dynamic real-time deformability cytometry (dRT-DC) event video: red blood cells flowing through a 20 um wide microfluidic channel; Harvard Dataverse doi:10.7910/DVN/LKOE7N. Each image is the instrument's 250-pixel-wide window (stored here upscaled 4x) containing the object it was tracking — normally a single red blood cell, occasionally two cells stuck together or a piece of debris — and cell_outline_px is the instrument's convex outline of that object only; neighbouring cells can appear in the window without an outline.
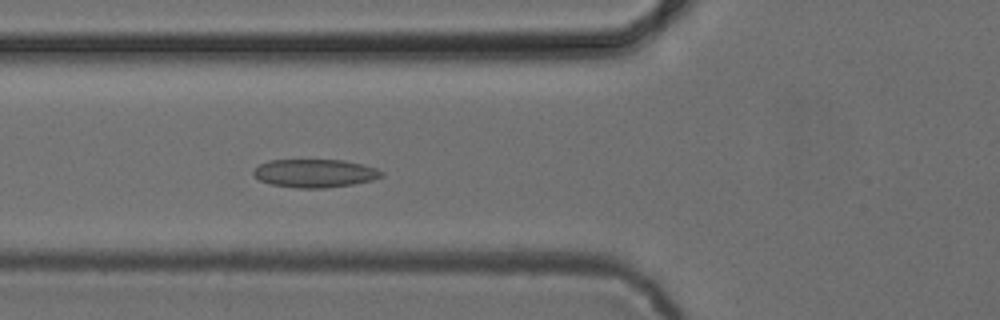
{"species": "common noctule bat (a hibernating species)", "species_latin": "Nyctalus noctula", "temperature_condition": "cold", "stored_images_in_passage": 33, "camera_frame_rate_fps": 3000, "um_per_image_px": 0.085, "animal": {"sex": "female", "body_mass_g": 24.6, "forearm_length_mm": 56.2}, "frame": {"image": 1, "passage_image": 8, "time_ms": 2.333, "image_size_px": [1000, 320], "cell_outline_px": [[384, 176], [372, 180], [352, 184], [324, 188], [296, 188], [272, 184], [260, 180], [252, 172], [260, 164], [268, 160], [344, 160], [364, 164], [376, 168], [384, 172]], "centroid_in_image_um": [26.8, 14.72], "position_along_channel_um": 99.0, "area_um2": 21.04}}
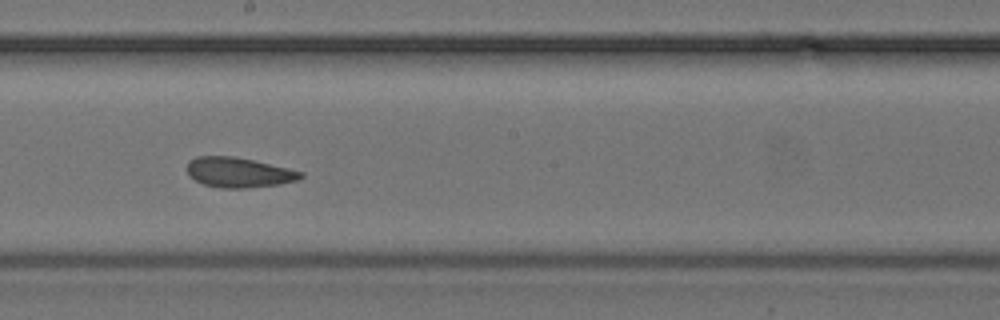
{"frame": {"image": 2, "passage_image": 18, "time_ms": 5.667, "image_size_px": [1000, 320], "cell_outline_px": [[304, 176], [296, 180], [280, 184], [244, 188], [220, 188], [204, 184], [188, 176], [188, 160], [196, 156], [232, 156], [252, 160], [288, 168], [304, 172]], "centroid_in_image_um": [20.27, 14.65], "position_along_channel_um": 227.9, "area_um2": 19.77}}
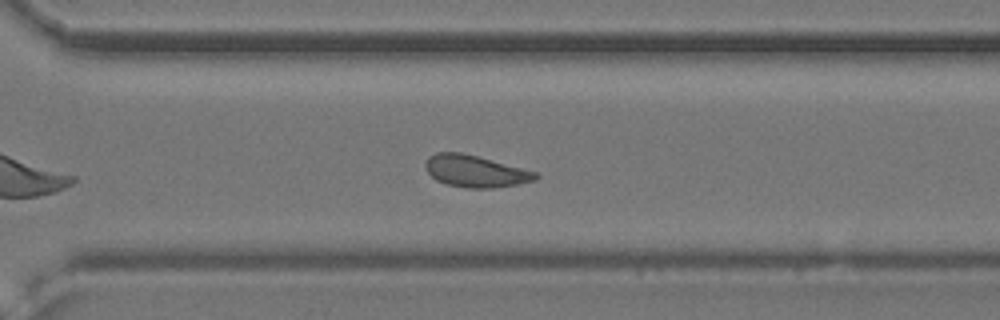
{"frame": {"image": 3, "passage_image": 26, "time_ms": 8.333, "image_size_px": [1000, 320], "cell_outline_px": [[540, 176], [536, 180], [516, 184], [492, 188], [468, 188], [444, 184], [436, 180], [424, 168], [424, 164], [428, 156], [436, 152], [460, 152], [476, 156], [536, 172]], "centroid_in_image_um": [40.35, 14.55], "position_along_channel_um": 330.3, "area_um2": 20.35}, "authors_computed_cell_mechanics": {"area_um2": 20.6924, "velocity_mm_per_s": 3.8563, "shape_relaxation_time_tau1_ms": 5.5066, "shape_relaxation_time_tau2_ms": 2.1848, "deformation_change_tau1": 0.1039, "deformation_change_tau2": 0.081}}